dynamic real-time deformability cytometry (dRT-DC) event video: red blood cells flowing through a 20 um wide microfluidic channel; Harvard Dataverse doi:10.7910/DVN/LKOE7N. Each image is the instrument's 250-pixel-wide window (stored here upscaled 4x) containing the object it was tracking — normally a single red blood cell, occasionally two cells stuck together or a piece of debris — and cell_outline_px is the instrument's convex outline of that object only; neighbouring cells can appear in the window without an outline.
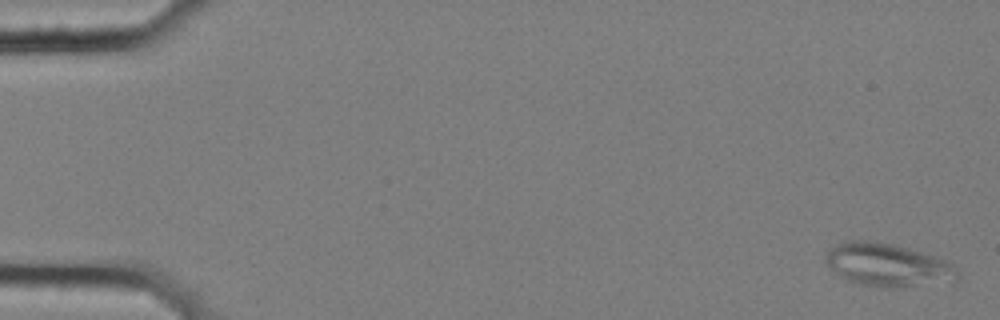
{"species": "common noctule bat (a hibernating species)", "species_latin": "Nyctalus noctula", "temperature_condition": "cold", "stored_images_in_passage": 6, "segment_of_instrument_passage": [1, 2], "camera_frame_rate_fps": 3000, "um_per_image_px": 0.085, "animal": {"sex": "female", "body_mass_g": 25.1}, "frame": {"image": 1, "passage_image": 1, "time_ms": 0.0, "image_size_px": [1000, 320], "cell_outline_px": [[960, 276], [956, 280], [884, 288], [856, 284], [840, 276], [824, 260], [828, 252], [836, 244], [844, 240], [868, 240], [892, 244], [908, 248], [944, 260], [952, 264], [960, 272]], "centroid_in_image_um": [75.41, 22.51], "position_along_channel_um": 9.6, "area_um2": 32.54}}